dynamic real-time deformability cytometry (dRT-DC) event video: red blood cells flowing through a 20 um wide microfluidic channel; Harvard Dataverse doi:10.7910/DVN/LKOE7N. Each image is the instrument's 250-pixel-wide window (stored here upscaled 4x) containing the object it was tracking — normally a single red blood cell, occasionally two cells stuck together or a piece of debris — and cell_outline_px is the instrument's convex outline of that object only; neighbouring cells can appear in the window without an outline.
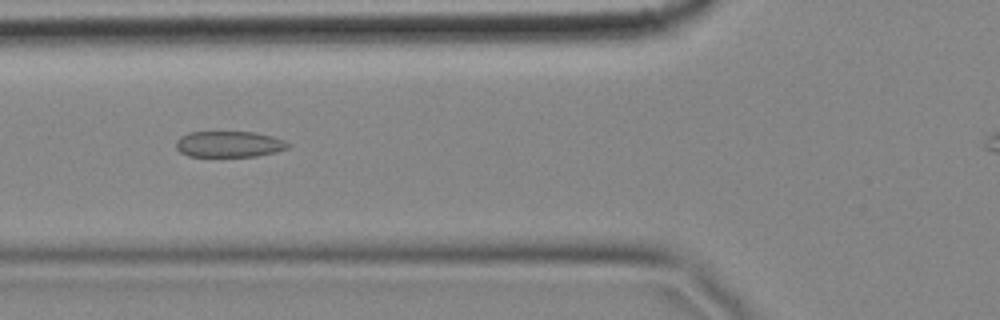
{"species": "common noctule bat (a hibernating species)", "species_latin": "Nyctalus noctula", "temperature_condition": "cold", "stored_images_in_passage": 7, "camera_frame_rate_fps": 3000, "um_per_image_px": 0.085, "animal": {"sex": "female", "body_mass_g": 18.4}, "frame": {"image": 1, "passage_image": 2, "time_ms": 0.333, "image_size_px": [1000, 320], "cell_outline_px": [[292, 144], [288, 148], [276, 152], [256, 156], [188, 156], [180, 152], [176, 148], [176, 140], [180, 136], [188, 132], [252, 132], [272, 136], [284, 140]], "centroid_in_image_um": [19.47, 12.25], "position_along_channel_um": 106.3, "area_um2": 17.05}}
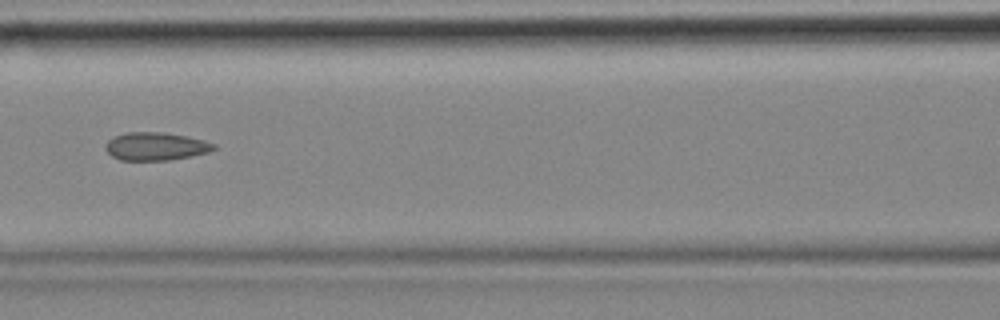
{"frame": {"image": 2, "passage_image": 3, "time_ms": 0.667, "image_size_px": [1000, 320], "cell_outline_px": [[216, 148], [208, 152], [168, 160], [120, 160], [112, 156], [104, 148], [108, 140], [112, 136], [124, 132], [160, 132], [184, 136], [204, 140], [216, 144]], "centroid_in_image_um": [13.19, 12.43], "position_along_channel_um": 153.4, "area_um2": 17.57}}
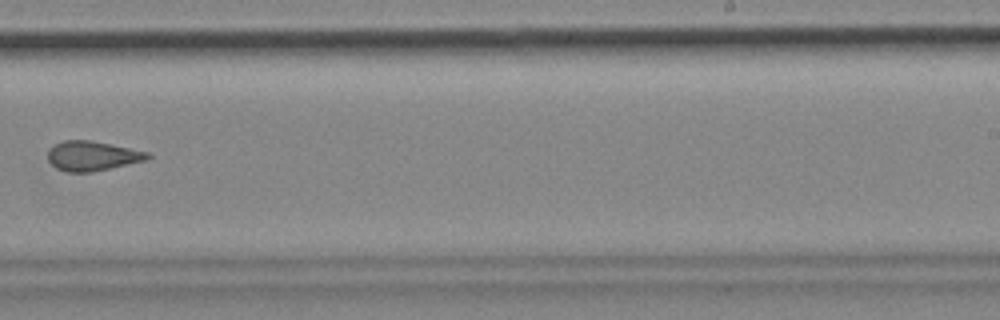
{"frame": {"image": 3, "passage_image": 6, "time_ms": 1.667, "image_size_px": [1000, 320], "cell_outline_px": [[152, 156], [148, 160], [92, 172], [68, 172], [56, 168], [48, 160], [48, 148], [64, 140], [88, 140], [148, 152]], "centroid_in_image_um": [7.84, 13.26], "position_along_channel_um": 281.2, "area_um2": 17.11}}